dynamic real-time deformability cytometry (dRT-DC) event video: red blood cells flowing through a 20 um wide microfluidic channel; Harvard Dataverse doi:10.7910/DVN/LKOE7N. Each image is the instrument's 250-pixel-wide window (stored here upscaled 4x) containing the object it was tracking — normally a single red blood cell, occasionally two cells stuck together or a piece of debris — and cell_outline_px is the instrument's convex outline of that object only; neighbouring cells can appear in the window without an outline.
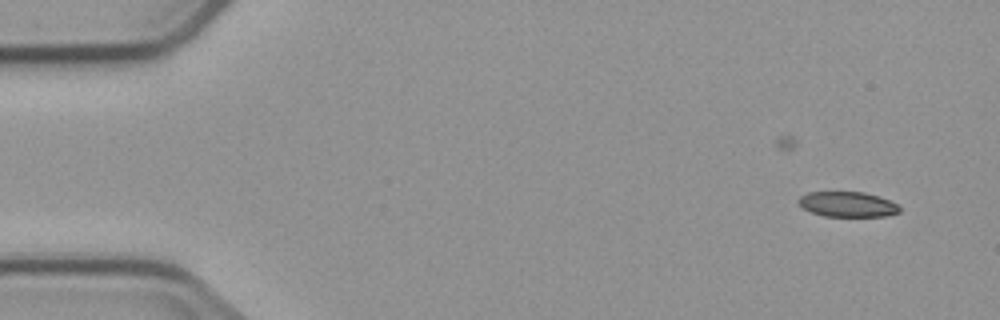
{"species": "common noctule bat (a hibernating species)", "species_latin": "Nyctalus noctula", "temperature_condition": "cold", "stored_images_in_passage": 9, "camera_frame_rate_fps": 3000, "um_per_image_px": 0.085, "animal": {"sex": "male", "body_mass_g": 23.1, "forearm_length_mm": 52.7}, "frame": {"image": 1, "passage_image": 3, "time_ms": 2.333, "image_size_px": [1000, 320], "cell_outline_px": [[900, 212], [884, 216], [824, 216], [812, 212], [804, 208], [796, 200], [800, 196], [808, 192], [864, 192], [880, 196], [896, 204], [900, 208]], "centroid_in_image_um": [72.03, 17.36], "position_along_channel_um": 13.0, "area_um2": 14.74}}
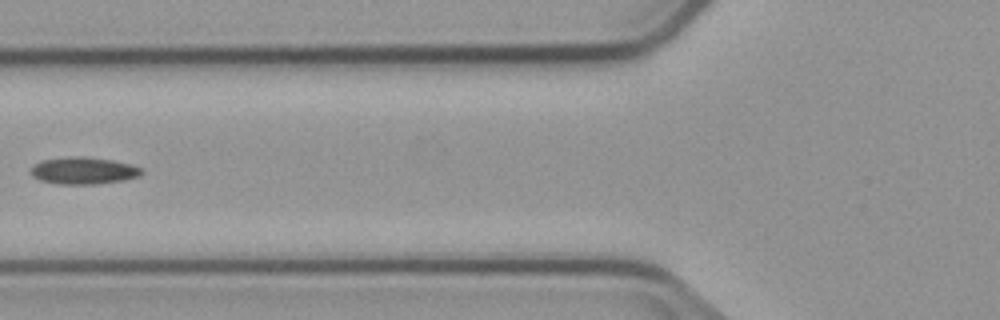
{"frame": {"image": 2, "passage_image": 8, "time_ms": 8.333, "image_size_px": [1000, 320], "cell_outline_px": [[144, 172], [140, 176], [124, 180], [96, 184], [56, 184], [40, 180], [32, 176], [32, 168], [40, 160], [68, 156], [84, 156], [112, 160], [132, 164], [140, 168]], "centroid_in_image_um": [7.11, 14.5], "position_along_channel_um": 118.7, "area_um2": 17.57}}
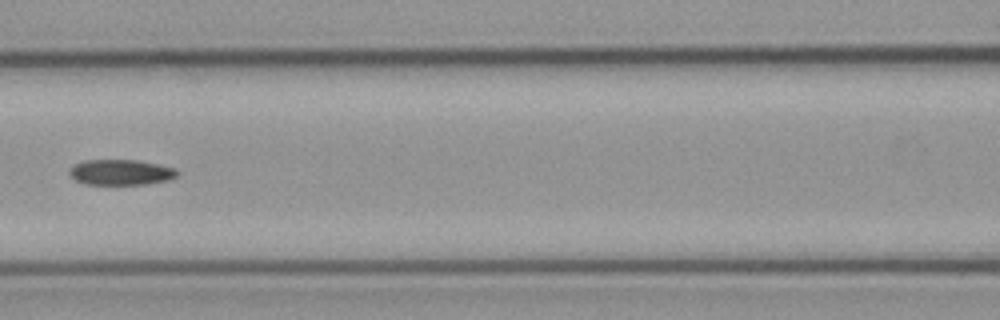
{"frame": {"image": 3, "passage_image": 9, "time_ms": 9.333, "image_size_px": [1000, 320], "cell_outline_px": [[176, 176], [168, 180], [148, 184], [84, 184], [76, 180], [68, 172], [76, 164], [84, 160], [136, 160], [176, 168]], "centroid_in_image_um": [10.27, 14.64], "position_along_channel_um": 156.3, "area_um2": 15.78}}